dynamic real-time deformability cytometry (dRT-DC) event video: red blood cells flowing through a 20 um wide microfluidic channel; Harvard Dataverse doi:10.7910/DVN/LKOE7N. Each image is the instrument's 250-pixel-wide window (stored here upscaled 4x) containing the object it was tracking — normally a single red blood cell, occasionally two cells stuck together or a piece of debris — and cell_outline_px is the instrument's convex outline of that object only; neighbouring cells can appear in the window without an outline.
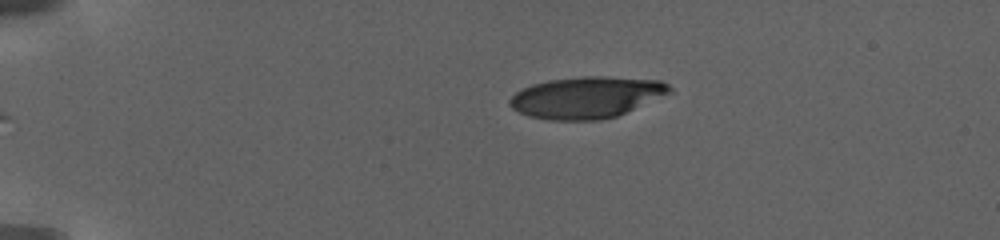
{"species": "human", "species_latin": "Homo sapiens", "temperature_condition": "warm", "stored_images_in_passage": 52, "camera_frame_rate_fps": 3000, "um_per_image_px": 0.085, "donor": {"sex": "female"}, "frame": {"image": 1, "passage_image": 1, "time_ms": 0.0, "image_size_px": [1000, 240], "cell_outline_px": [[672, 92], [616, 116], [600, 120], [548, 120], [528, 116], [512, 108], [508, 104], [508, 100], [520, 88], [532, 84], [548, 80], [584, 76], [604, 76], [660, 80], [668, 84], [672, 88]], "centroid_in_image_um": [49.82, 8.27], "position_along_channel_um": 35.2, "area_um2": 38.73}}
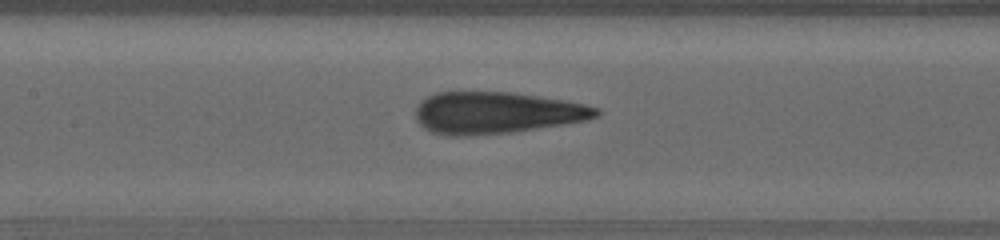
{"frame": {"image": 2, "passage_image": 21, "time_ms": 7.0, "image_size_px": [1000, 240], "cell_outline_px": [[600, 116], [588, 120], [564, 124], [512, 132], [464, 136], [452, 136], [432, 132], [424, 128], [416, 120], [416, 108], [420, 100], [436, 92], [512, 92], [564, 100], [584, 104], [600, 108]], "centroid_in_image_um": [42.2, 9.58], "position_along_channel_um": 165.2, "area_um2": 44.1}}
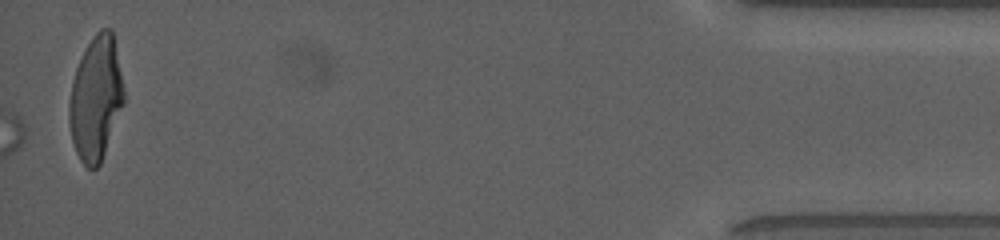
{"frame": {"image": 3, "passage_image": 52, "time_ms": 18.667, "image_size_px": [1000, 240], "cell_outline_px": [[124, 104], [100, 164], [96, 168], [88, 168], [80, 160], [76, 152], [72, 140], [68, 120], [68, 108], [72, 80], [76, 68], [92, 36], [100, 28], [112, 28], [124, 88]], "centroid_in_image_um": [8.14, 8.36], "position_along_channel_um": 427.1, "area_um2": 39.54}, "authors_computed_cell_mechanics": {"area_um2": 42.2807, "velocity_mm_per_s": 2.8887, "shape_relaxation_time_tau1_ms": 6.6403, "shape_relaxation_time_tau2_ms": 0.9829, "deformation_change_tau1": 0.251, "deformation_change_tau2": 0.1018}}